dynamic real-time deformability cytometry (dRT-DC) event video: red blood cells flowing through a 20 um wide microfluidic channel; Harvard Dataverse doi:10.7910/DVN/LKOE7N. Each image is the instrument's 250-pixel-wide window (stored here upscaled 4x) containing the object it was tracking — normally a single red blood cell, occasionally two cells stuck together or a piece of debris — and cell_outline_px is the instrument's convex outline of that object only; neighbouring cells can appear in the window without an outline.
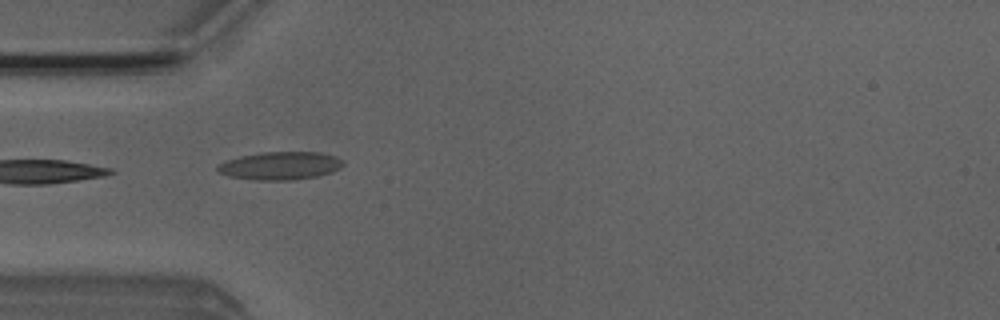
{"species": "Egyptian fruit bat (a non-hibernating species)", "species_latin": "Rousettus aegyptiacus", "temperature_condition": "room temperature", "stored_images_in_passage": 3, "camera_frame_rate_fps": 3000, "um_per_image_px": 0.085, "animal": {"sex": "male"}, "frame": {"image": 1, "passage_image": 1, "time_ms": 0.0, "image_size_px": [1000, 320], "cell_outline_px": [[344, 164], [340, 168], [332, 172], [316, 176], [292, 180], [256, 180], [228, 176], [216, 172], [216, 164], [240, 156], [260, 152], [320, 152], [336, 156], [344, 160]], "centroid_in_image_um": [23.8, 14.08], "position_along_channel_um": 61.2, "area_um2": 20.69}}